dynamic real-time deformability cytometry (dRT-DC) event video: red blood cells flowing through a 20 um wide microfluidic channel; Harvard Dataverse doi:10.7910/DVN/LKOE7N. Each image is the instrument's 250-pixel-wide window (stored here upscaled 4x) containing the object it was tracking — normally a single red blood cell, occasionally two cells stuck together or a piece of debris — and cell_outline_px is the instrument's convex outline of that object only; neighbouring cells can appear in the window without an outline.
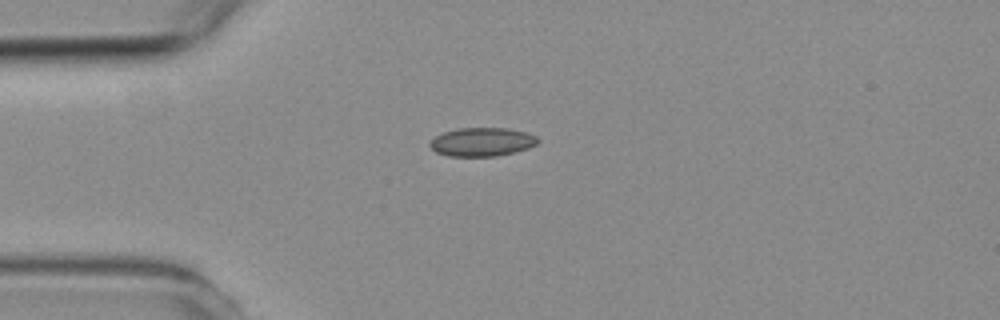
{"species": "common noctule bat (a hibernating species)", "species_latin": "Nyctalus noctula", "temperature_condition": "room temperature", "stored_images_in_passage": 5, "camera_frame_rate_fps": 3000, "um_per_image_px": 0.085, "animal": {"sex": "female", "body_mass_g": 19.3, "forearm_length_mm": 54.1}, "frame": {"image": 1, "passage_image": 1, "time_ms": 0.0, "image_size_px": [1000, 320], "cell_outline_px": [[540, 140], [536, 144], [528, 148], [516, 152], [496, 156], [448, 156], [436, 152], [428, 144], [436, 136], [444, 132], [460, 128], [508, 128], [524, 132], [536, 136]], "centroid_in_image_um": [40.98, 12.07], "position_along_channel_um": 44.0, "area_um2": 17.92}}
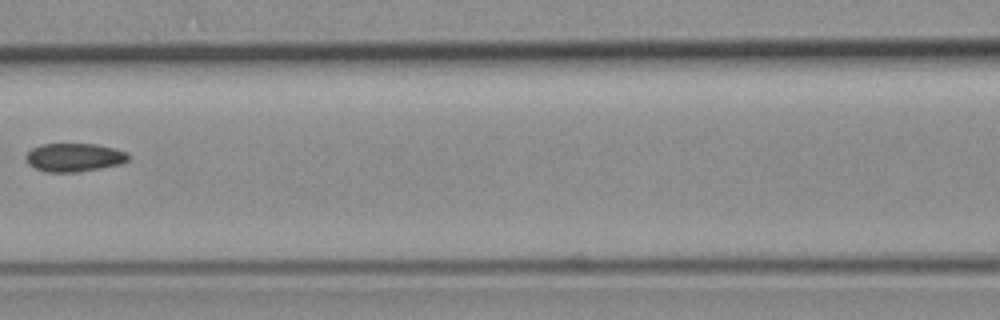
{"frame": {"image": 2, "passage_image": 4, "time_ms": 3.333, "image_size_px": [1000, 320], "cell_outline_px": [[128, 160], [120, 164], [100, 168], [76, 172], [44, 172], [28, 164], [24, 156], [32, 148], [40, 144], [96, 144], [128, 152]], "centroid_in_image_um": [6.27, 13.38], "position_along_channel_um": 160.3, "area_um2": 16.94}}
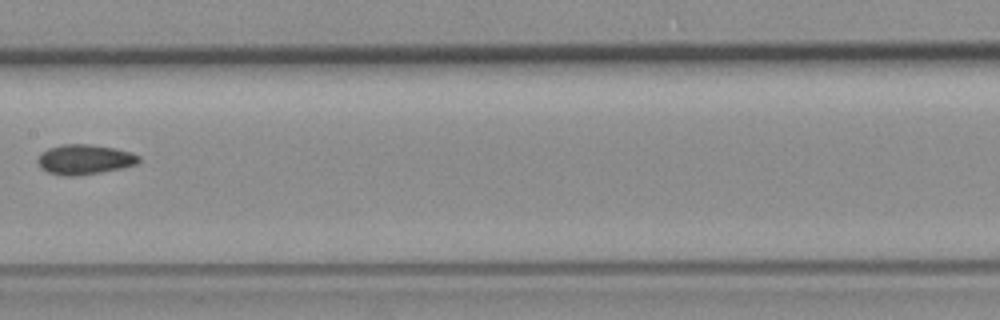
{"frame": {"image": 3, "passage_image": 5, "time_ms": 4.333, "image_size_px": [1000, 320], "cell_outline_px": [[140, 160], [136, 164], [120, 168], [80, 176], [64, 176], [48, 172], [40, 168], [36, 160], [40, 152], [48, 148], [64, 144], [88, 144], [112, 148], [132, 152], [140, 156]], "centroid_in_image_um": [7.14, 13.56], "position_along_channel_um": 200.3, "area_um2": 17.69}}